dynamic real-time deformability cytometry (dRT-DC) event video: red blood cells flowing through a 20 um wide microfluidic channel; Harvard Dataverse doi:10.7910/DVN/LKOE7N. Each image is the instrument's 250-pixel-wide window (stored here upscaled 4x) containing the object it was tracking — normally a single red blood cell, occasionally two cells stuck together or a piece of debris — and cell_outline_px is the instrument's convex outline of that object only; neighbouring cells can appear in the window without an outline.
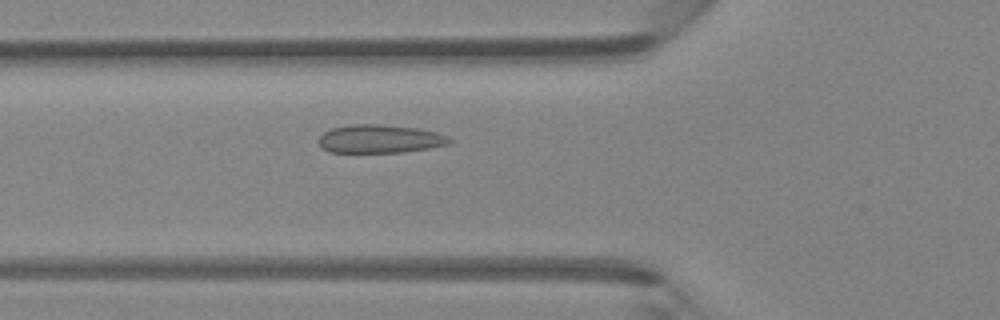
{"species": "Egyptian fruit bat (a non-hibernating species)", "species_latin": "Rousettus aegyptiacus", "temperature_condition": "room temperature", "stored_images_in_passage": 46, "camera_frame_rate_fps": 3000, "um_per_image_px": 0.085, "animal": {"sex": "female"}, "frame": {"image": 1, "passage_image": 17, "time_ms": 5.333, "image_size_px": [1000, 320], "cell_outline_px": [[452, 140], [448, 144], [428, 148], [404, 152], [328, 152], [320, 144], [320, 136], [324, 132], [332, 128], [348, 124], [380, 124], [416, 128], [436, 132], [448, 136]], "centroid_in_image_um": [32.29, 11.8], "position_along_channel_um": 93.5, "area_um2": 21.44}}
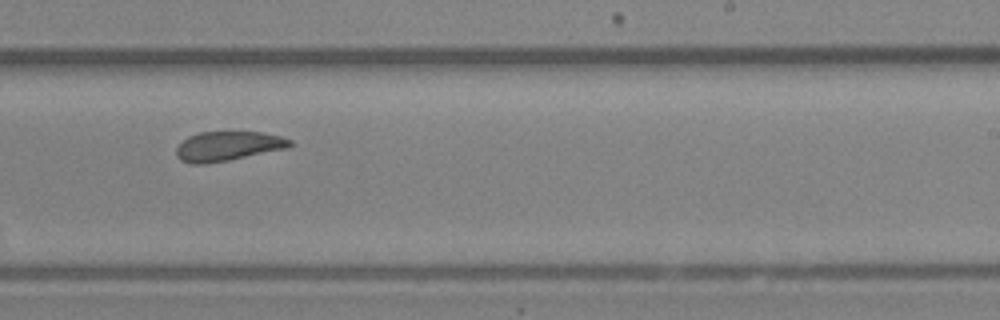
{"frame": {"image": 2, "passage_image": 29, "time_ms": 9.333, "image_size_px": [1000, 320], "cell_outline_px": [[292, 144], [288, 148], [228, 160], [204, 164], [192, 164], [180, 160], [176, 156], [176, 148], [188, 136], [200, 132], [260, 132], [280, 136], [292, 140]], "centroid_in_image_um": [19.36, 12.42], "position_along_channel_um": 269.6, "area_um2": 19.42}}
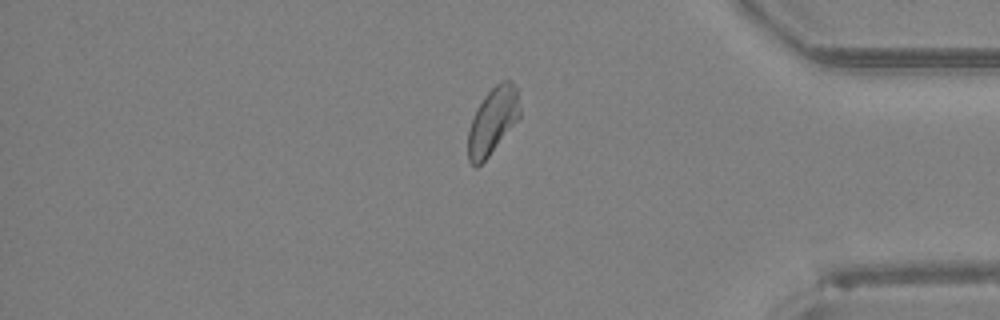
{"frame": {"image": 3, "passage_image": 39, "time_ms": 12.667, "image_size_px": [1000, 320], "cell_outline_px": [[520, 116], [488, 156], [476, 168], [468, 160], [468, 132], [476, 108], [484, 96], [496, 84], [504, 80], [512, 80], [516, 88], [520, 108]], "centroid_in_image_um": [41.86, 10.26], "position_along_channel_um": 393.3, "area_um2": 19.71}}